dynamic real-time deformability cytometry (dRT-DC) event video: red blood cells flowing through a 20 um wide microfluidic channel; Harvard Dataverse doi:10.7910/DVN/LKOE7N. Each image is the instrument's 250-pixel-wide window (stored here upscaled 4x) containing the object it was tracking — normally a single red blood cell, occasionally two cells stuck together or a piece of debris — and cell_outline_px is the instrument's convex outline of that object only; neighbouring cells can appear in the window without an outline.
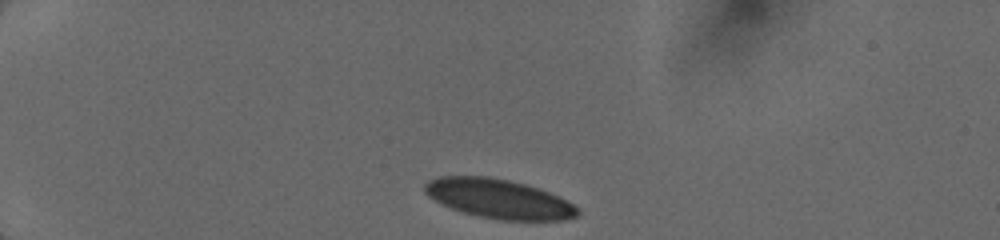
{"species": "human", "species_latin": "Homo sapiens", "temperature_condition": "cold", "stored_images_in_passage": 2, "camera_frame_rate_fps": 3000, "um_per_image_px": 0.085, "donor": {"sex": "female"}, "frame": {"image": 1, "passage_image": 1, "time_ms": 0.0, "image_size_px": [1000, 240], "cell_outline_px": [[580, 216], [564, 220], [500, 220], [476, 216], [440, 204], [432, 200], [424, 192], [424, 184], [428, 180], [440, 176], [488, 176], [508, 180], [524, 184], [548, 192], [572, 204], [580, 212]], "centroid_in_image_um": [42.34, 16.9], "position_along_channel_um": 42.7, "area_um2": 34.91}}